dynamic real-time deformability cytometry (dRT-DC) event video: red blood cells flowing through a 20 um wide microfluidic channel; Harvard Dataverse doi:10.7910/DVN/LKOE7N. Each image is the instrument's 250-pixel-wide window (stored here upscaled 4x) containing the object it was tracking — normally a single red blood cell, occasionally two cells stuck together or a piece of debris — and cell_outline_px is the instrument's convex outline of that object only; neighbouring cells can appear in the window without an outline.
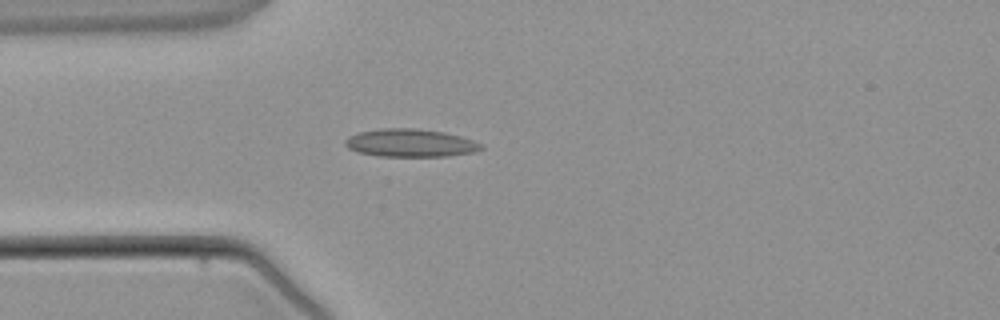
{"species": "common noctule bat (a hibernating species)", "species_latin": "Nyctalus noctula", "temperature_condition": "warm", "stored_images_in_passage": 3, "camera_frame_rate_fps": 3000, "um_per_image_px": 0.085, "animal": {"sex": "male", "body_mass_g": 21.5, "forearm_length_mm": 52.0}, "frame": {"image": 1, "passage_image": 3, "time_ms": 2.333, "image_size_px": [1000, 320], "cell_outline_px": [[484, 148], [472, 152], [448, 156], [376, 156], [360, 152], [348, 148], [344, 144], [344, 140], [348, 136], [360, 132], [380, 128], [416, 128], [444, 132], [460, 136], [484, 144]], "centroid_in_image_um": [34.87, 12.15], "position_along_channel_um": 50.1, "area_um2": 22.14}}